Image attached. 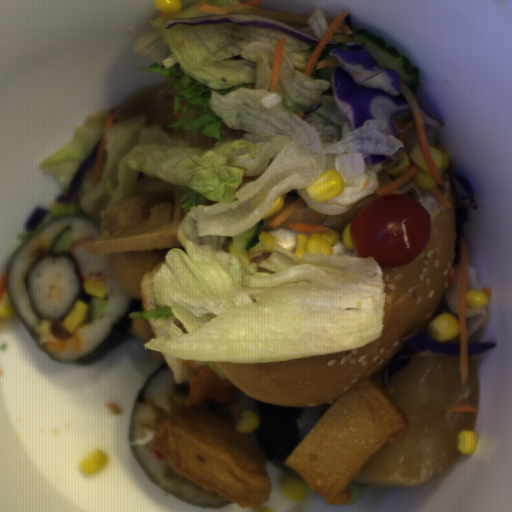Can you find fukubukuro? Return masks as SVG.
Listing matches in <instances>:
<instances>
[{
  "mask_svg": "<svg viewBox=\"0 0 512 512\" xmlns=\"http://www.w3.org/2000/svg\"><path fill=\"white\" fill-rule=\"evenodd\" d=\"M169 250L155 249L136 253H104L106 262L120 290L134 300H141L143 277L157 264L166 261Z\"/></svg>",
  "mask_w": 512,
  "mask_h": 512,
  "instance_id": "obj_1",
  "label": "fukubukuro"
},
{
  "mask_svg": "<svg viewBox=\"0 0 512 512\" xmlns=\"http://www.w3.org/2000/svg\"><path fill=\"white\" fill-rule=\"evenodd\" d=\"M170 191L134 192L103 207L98 221L100 235L107 230L132 226L149 218L151 209L169 196Z\"/></svg>",
  "mask_w": 512,
  "mask_h": 512,
  "instance_id": "obj_2",
  "label": "fukubukuro"
},
{
  "mask_svg": "<svg viewBox=\"0 0 512 512\" xmlns=\"http://www.w3.org/2000/svg\"><path fill=\"white\" fill-rule=\"evenodd\" d=\"M131 329L133 331V334L141 336L148 341L151 340L152 338H156L148 318L132 319Z\"/></svg>",
  "mask_w": 512,
  "mask_h": 512,
  "instance_id": "obj_3",
  "label": "fukubukuro"
}]
</instances>
